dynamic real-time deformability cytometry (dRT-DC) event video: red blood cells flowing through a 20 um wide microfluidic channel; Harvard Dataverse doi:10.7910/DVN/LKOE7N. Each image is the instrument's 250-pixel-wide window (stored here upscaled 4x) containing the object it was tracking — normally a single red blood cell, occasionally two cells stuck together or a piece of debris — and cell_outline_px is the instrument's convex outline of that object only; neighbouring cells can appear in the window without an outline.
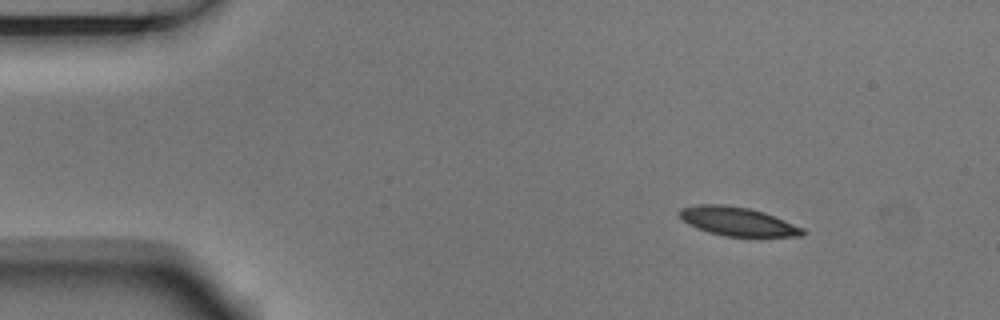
{"species": "Egyptian fruit bat (a non-hibernating species)", "species_latin": "Rousettus aegyptiacus", "temperature_condition": "room temperature", "stored_images_in_passage": 5, "camera_frame_rate_fps": 3000, "um_per_image_px": 0.085, "animal": {"sex": "male"}, "frame": {"image": 1, "passage_image": 1, "time_ms": 0.0, "image_size_px": [1000, 320], "cell_outline_px": [[808, 232], [804, 236], [724, 236], [708, 232], [696, 228], [688, 224], [680, 216], [680, 208], [700, 204], [724, 204], [748, 208], [764, 212], [804, 228]], "centroid_in_image_um": [62.72, 18.82], "position_along_channel_um": 22.3, "area_um2": 20.58}}
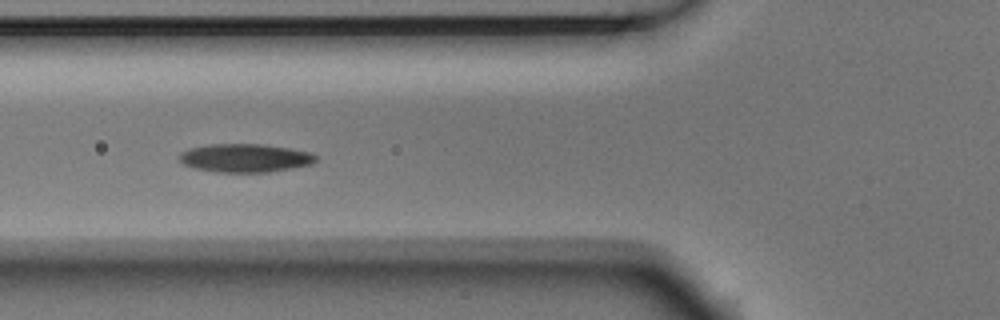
{"frame": {"image": 2, "passage_image": 4, "time_ms": 1.0, "image_size_px": [1000, 320], "cell_outline_px": [[316, 160], [312, 164], [292, 168], [268, 172], [216, 172], [196, 168], [184, 164], [180, 160], [180, 152], [188, 148], [208, 144], [264, 144], [312, 152], [316, 156]], "centroid_in_image_um": [20.84, 13.42], "position_along_channel_um": 105.0, "area_um2": 22.6}}
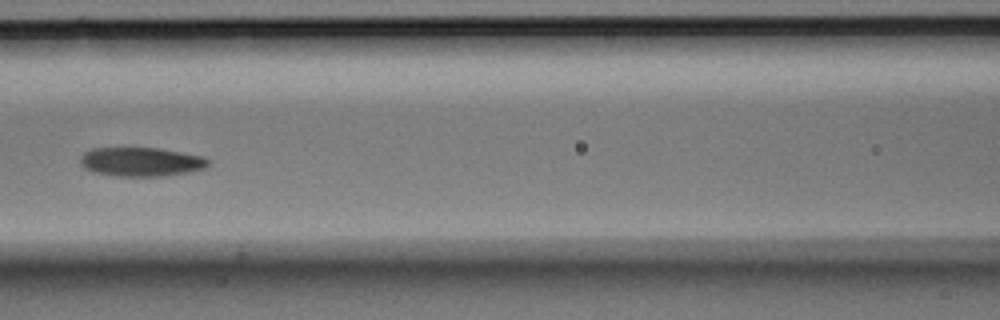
{"frame": {"image": 3, "passage_image": 5, "time_ms": 1.333, "image_size_px": [1000, 320], "cell_outline_px": [[208, 164], [204, 168], [188, 172], [164, 176], [112, 176], [92, 172], [84, 168], [80, 164], [80, 156], [84, 152], [92, 148], [156, 148], [204, 156], [208, 160]], "centroid_in_image_um": [11.93, 13.76], "position_along_channel_um": 154.7, "area_um2": 21.68}}